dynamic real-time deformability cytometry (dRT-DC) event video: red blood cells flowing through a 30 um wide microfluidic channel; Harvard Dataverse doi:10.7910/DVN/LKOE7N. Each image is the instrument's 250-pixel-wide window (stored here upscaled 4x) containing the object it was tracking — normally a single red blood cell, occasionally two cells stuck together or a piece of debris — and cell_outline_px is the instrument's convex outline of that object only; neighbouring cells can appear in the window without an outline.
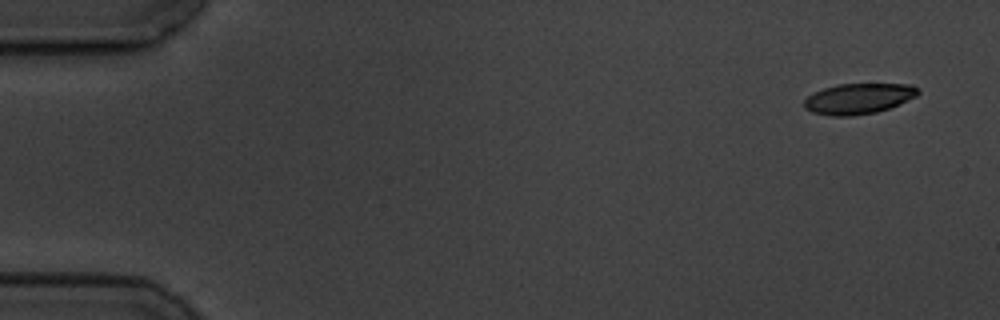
{"species": "common noctule bat (a hibernating species)", "species_latin": "Nyctalus noctula", "temperature_condition": "cold", "stored_images_in_passage": 4, "camera_frame_rate_fps": 3000, "um_per_image_px": 0.085, "animal": {"sex": "male", "body_mass_g": 19.5, "forearm_length_mm": 54.6}, "frame": {"image": 1, "passage_image": 1, "time_ms": 0.0, "image_size_px": [1000, 320], "cell_outline_px": [[920, 92], [916, 96], [888, 108], [876, 112], [852, 116], [832, 116], [812, 112], [804, 108], [804, 100], [812, 92], [824, 88], [840, 84], [912, 84], [920, 88]], "centroid_in_image_um": [72.96, 8.38], "position_along_channel_um": 12.0, "area_um2": 20.29}}